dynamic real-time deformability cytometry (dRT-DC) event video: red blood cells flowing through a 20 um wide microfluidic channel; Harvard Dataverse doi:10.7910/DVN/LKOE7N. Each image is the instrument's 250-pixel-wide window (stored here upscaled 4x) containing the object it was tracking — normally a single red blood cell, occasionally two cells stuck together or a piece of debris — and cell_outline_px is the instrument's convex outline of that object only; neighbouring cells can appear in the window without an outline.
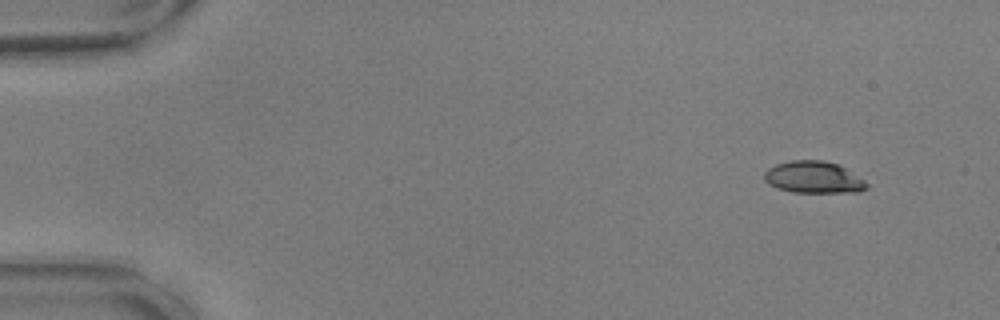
{"species": "common noctule bat (a hibernating species)", "species_latin": "Nyctalus noctula", "temperature_condition": "warm", "stored_images_in_passage": 13, "camera_frame_rate_fps": 3000, "um_per_image_px": 0.085, "animal": {"sex": "male", "body_mass_g": 17.9, "forearm_length_mm": 54.2}, "frame": {"image": 1, "passage_image": 1, "time_ms": 0.0, "image_size_px": [1000, 320], "cell_outline_px": [[868, 188], [860, 192], [792, 192], [776, 188], [768, 184], [764, 180], [764, 172], [768, 168], [776, 164], [792, 160], [820, 160], [836, 164], [844, 168], [864, 180], [868, 184]], "centroid_in_image_um": [69.12, 15.08], "position_along_channel_um": 15.9, "area_um2": 18.96}}
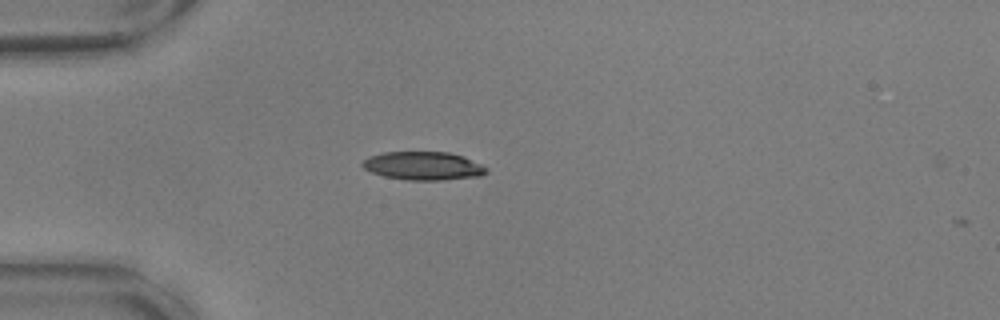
{"frame": {"image": 2, "passage_image": 12, "time_ms": 3.667, "image_size_px": [1000, 320], "cell_outline_px": [[488, 172], [480, 176], [440, 180], [404, 180], [384, 176], [372, 172], [364, 168], [360, 164], [368, 156], [384, 152], [448, 152], [464, 156], [488, 168]], "centroid_in_image_um": [35.97, 14.1], "position_along_channel_um": 49.0, "area_um2": 20.52}}